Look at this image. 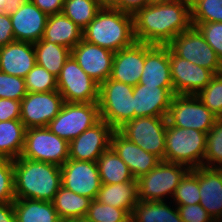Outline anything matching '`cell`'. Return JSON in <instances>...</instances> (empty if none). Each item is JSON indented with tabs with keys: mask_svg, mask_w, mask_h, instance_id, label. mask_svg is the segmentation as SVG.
<instances>
[{
	"mask_svg": "<svg viewBox=\"0 0 222 222\" xmlns=\"http://www.w3.org/2000/svg\"><path fill=\"white\" fill-rule=\"evenodd\" d=\"M133 25L137 42L168 45L192 27L190 0L146 5L133 15Z\"/></svg>",
	"mask_w": 222,
	"mask_h": 222,
	"instance_id": "cell-1",
	"label": "cell"
},
{
	"mask_svg": "<svg viewBox=\"0 0 222 222\" xmlns=\"http://www.w3.org/2000/svg\"><path fill=\"white\" fill-rule=\"evenodd\" d=\"M16 199L53 202L61 184V167L18 157L13 160Z\"/></svg>",
	"mask_w": 222,
	"mask_h": 222,
	"instance_id": "cell-2",
	"label": "cell"
},
{
	"mask_svg": "<svg viewBox=\"0 0 222 222\" xmlns=\"http://www.w3.org/2000/svg\"><path fill=\"white\" fill-rule=\"evenodd\" d=\"M83 39L114 53L131 46L136 41L133 15L111 7H102L83 30Z\"/></svg>",
	"mask_w": 222,
	"mask_h": 222,
	"instance_id": "cell-3",
	"label": "cell"
},
{
	"mask_svg": "<svg viewBox=\"0 0 222 222\" xmlns=\"http://www.w3.org/2000/svg\"><path fill=\"white\" fill-rule=\"evenodd\" d=\"M206 138L205 132L167 123L164 161L187 166L190 170L204 166Z\"/></svg>",
	"mask_w": 222,
	"mask_h": 222,
	"instance_id": "cell-4",
	"label": "cell"
},
{
	"mask_svg": "<svg viewBox=\"0 0 222 222\" xmlns=\"http://www.w3.org/2000/svg\"><path fill=\"white\" fill-rule=\"evenodd\" d=\"M134 86L108 78L99 85V114L114 130L134 119Z\"/></svg>",
	"mask_w": 222,
	"mask_h": 222,
	"instance_id": "cell-5",
	"label": "cell"
},
{
	"mask_svg": "<svg viewBox=\"0 0 222 222\" xmlns=\"http://www.w3.org/2000/svg\"><path fill=\"white\" fill-rule=\"evenodd\" d=\"M190 171L187 166L165 161L137 179L139 201H167L180 181ZM167 198V199H166Z\"/></svg>",
	"mask_w": 222,
	"mask_h": 222,
	"instance_id": "cell-6",
	"label": "cell"
},
{
	"mask_svg": "<svg viewBox=\"0 0 222 222\" xmlns=\"http://www.w3.org/2000/svg\"><path fill=\"white\" fill-rule=\"evenodd\" d=\"M100 120L99 104L65 102L58 115L49 122L48 129L70 142Z\"/></svg>",
	"mask_w": 222,
	"mask_h": 222,
	"instance_id": "cell-7",
	"label": "cell"
},
{
	"mask_svg": "<svg viewBox=\"0 0 222 222\" xmlns=\"http://www.w3.org/2000/svg\"><path fill=\"white\" fill-rule=\"evenodd\" d=\"M21 157L62 166L69 159V142L48 127L26 129Z\"/></svg>",
	"mask_w": 222,
	"mask_h": 222,
	"instance_id": "cell-8",
	"label": "cell"
},
{
	"mask_svg": "<svg viewBox=\"0 0 222 222\" xmlns=\"http://www.w3.org/2000/svg\"><path fill=\"white\" fill-rule=\"evenodd\" d=\"M166 117H139L127 121L118 131L161 161L165 157Z\"/></svg>",
	"mask_w": 222,
	"mask_h": 222,
	"instance_id": "cell-9",
	"label": "cell"
},
{
	"mask_svg": "<svg viewBox=\"0 0 222 222\" xmlns=\"http://www.w3.org/2000/svg\"><path fill=\"white\" fill-rule=\"evenodd\" d=\"M57 91L64 102L93 103L99 101V84L86 74L72 55L57 77Z\"/></svg>",
	"mask_w": 222,
	"mask_h": 222,
	"instance_id": "cell-10",
	"label": "cell"
},
{
	"mask_svg": "<svg viewBox=\"0 0 222 222\" xmlns=\"http://www.w3.org/2000/svg\"><path fill=\"white\" fill-rule=\"evenodd\" d=\"M166 118L169 125L205 133L218 119L196 95H174Z\"/></svg>",
	"mask_w": 222,
	"mask_h": 222,
	"instance_id": "cell-11",
	"label": "cell"
},
{
	"mask_svg": "<svg viewBox=\"0 0 222 222\" xmlns=\"http://www.w3.org/2000/svg\"><path fill=\"white\" fill-rule=\"evenodd\" d=\"M167 46L180 58L209 69L215 74L222 73V62L196 27L192 26L180 33Z\"/></svg>",
	"mask_w": 222,
	"mask_h": 222,
	"instance_id": "cell-12",
	"label": "cell"
},
{
	"mask_svg": "<svg viewBox=\"0 0 222 222\" xmlns=\"http://www.w3.org/2000/svg\"><path fill=\"white\" fill-rule=\"evenodd\" d=\"M64 103L58 91L28 92L21 100L20 121L26 129L47 127Z\"/></svg>",
	"mask_w": 222,
	"mask_h": 222,
	"instance_id": "cell-13",
	"label": "cell"
},
{
	"mask_svg": "<svg viewBox=\"0 0 222 222\" xmlns=\"http://www.w3.org/2000/svg\"><path fill=\"white\" fill-rule=\"evenodd\" d=\"M61 184L76 194L96 199L101 187L97 162L68 159L61 166Z\"/></svg>",
	"mask_w": 222,
	"mask_h": 222,
	"instance_id": "cell-14",
	"label": "cell"
},
{
	"mask_svg": "<svg viewBox=\"0 0 222 222\" xmlns=\"http://www.w3.org/2000/svg\"><path fill=\"white\" fill-rule=\"evenodd\" d=\"M114 131L105 120L100 119L69 142V159L97 162L103 152L110 148Z\"/></svg>",
	"mask_w": 222,
	"mask_h": 222,
	"instance_id": "cell-15",
	"label": "cell"
},
{
	"mask_svg": "<svg viewBox=\"0 0 222 222\" xmlns=\"http://www.w3.org/2000/svg\"><path fill=\"white\" fill-rule=\"evenodd\" d=\"M175 95H197L216 75L213 71L178 57L169 49Z\"/></svg>",
	"mask_w": 222,
	"mask_h": 222,
	"instance_id": "cell-16",
	"label": "cell"
},
{
	"mask_svg": "<svg viewBox=\"0 0 222 222\" xmlns=\"http://www.w3.org/2000/svg\"><path fill=\"white\" fill-rule=\"evenodd\" d=\"M71 55L81 69L99 85L110 78L115 55L111 50L82 39L71 49Z\"/></svg>",
	"mask_w": 222,
	"mask_h": 222,
	"instance_id": "cell-17",
	"label": "cell"
},
{
	"mask_svg": "<svg viewBox=\"0 0 222 222\" xmlns=\"http://www.w3.org/2000/svg\"><path fill=\"white\" fill-rule=\"evenodd\" d=\"M174 87L137 84L133 88L134 118L167 117Z\"/></svg>",
	"mask_w": 222,
	"mask_h": 222,
	"instance_id": "cell-18",
	"label": "cell"
},
{
	"mask_svg": "<svg viewBox=\"0 0 222 222\" xmlns=\"http://www.w3.org/2000/svg\"><path fill=\"white\" fill-rule=\"evenodd\" d=\"M110 147L126 163L136 180L146 175L161 162L157 156L129 141L118 130L112 134Z\"/></svg>",
	"mask_w": 222,
	"mask_h": 222,
	"instance_id": "cell-19",
	"label": "cell"
},
{
	"mask_svg": "<svg viewBox=\"0 0 222 222\" xmlns=\"http://www.w3.org/2000/svg\"><path fill=\"white\" fill-rule=\"evenodd\" d=\"M145 63V43L135 41L115 52L110 78L130 86L139 84Z\"/></svg>",
	"mask_w": 222,
	"mask_h": 222,
	"instance_id": "cell-20",
	"label": "cell"
},
{
	"mask_svg": "<svg viewBox=\"0 0 222 222\" xmlns=\"http://www.w3.org/2000/svg\"><path fill=\"white\" fill-rule=\"evenodd\" d=\"M139 84L173 87L167 45L145 43V63Z\"/></svg>",
	"mask_w": 222,
	"mask_h": 222,
	"instance_id": "cell-21",
	"label": "cell"
},
{
	"mask_svg": "<svg viewBox=\"0 0 222 222\" xmlns=\"http://www.w3.org/2000/svg\"><path fill=\"white\" fill-rule=\"evenodd\" d=\"M16 41L35 43L42 39L48 15L31 0L10 15Z\"/></svg>",
	"mask_w": 222,
	"mask_h": 222,
	"instance_id": "cell-22",
	"label": "cell"
},
{
	"mask_svg": "<svg viewBox=\"0 0 222 222\" xmlns=\"http://www.w3.org/2000/svg\"><path fill=\"white\" fill-rule=\"evenodd\" d=\"M34 45L31 42L13 41L0 47V71L24 78L36 65Z\"/></svg>",
	"mask_w": 222,
	"mask_h": 222,
	"instance_id": "cell-23",
	"label": "cell"
},
{
	"mask_svg": "<svg viewBox=\"0 0 222 222\" xmlns=\"http://www.w3.org/2000/svg\"><path fill=\"white\" fill-rule=\"evenodd\" d=\"M199 204L218 222L222 220V169L198 167Z\"/></svg>",
	"mask_w": 222,
	"mask_h": 222,
	"instance_id": "cell-24",
	"label": "cell"
},
{
	"mask_svg": "<svg viewBox=\"0 0 222 222\" xmlns=\"http://www.w3.org/2000/svg\"><path fill=\"white\" fill-rule=\"evenodd\" d=\"M83 39V30L62 12L49 15L41 40L74 48Z\"/></svg>",
	"mask_w": 222,
	"mask_h": 222,
	"instance_id": "cell-25",
	"label": "cell"
},
{
	"mask_svg": "<svg viewBox=\"0 0 222 222\" xmlns=\"http://www.w3.org/2000/svg\"><path fill=\"white\" fill-rule=\"evenodd\" d=\"M96 200L132 214L139 202L138 182L136 179L118 184H101Z\"/></svg>",
	"mask_w": 222,
	"mask_h": 222,
	"instance_id": "cell-26",
	"label": "cell"
},
{
	"mask_svg": "<svg viewBox=\"0 0 222 222\" xmlns=\"http://www.w3.org/2000/svg\"><path fill=\"white\" fill-rule=\"evenodd\" d=\"M13 207L16 222H62L53 202L33 199H15Z\"/></svg>",
	"mask_w": 222,
	"mask_h": 222,
	"instance_id": "cell-27",
	"label": "cell"
},
{
	"mask_svg": "<svg viewBox=\"0 0 222 222\" xmlns=\"http://www.w3.org/2000/svg\"><path fill=\"white\" fill-rule=\"evenodd\" d=\"M170 203L172 204L167 201H139L131 214V222H183L177 206L173 203L171 207Z\"/></svg>",
	"mask_w": 222,
	"mask_h": 222,
	"instance_id": "cell-28",
	"label": "cell"
},
{
	"mask_svg": "<svg viewBox=\"0 0 222 222\" xmlns=\"http://www.w3.org/2000/svg\"><path fill=\"white\" fill-rule=\"evenodd\" d=\"M26 127L20 120L0 122V157L17 159L22 155Z\"/></svg>",
	"mask_w": 222,
	"mask_h": 222,
	"instance_id": "cell-29",
	"label": "cell"
},
{
	"mask_svg": "<svg viewBox=\"0 0 222 222\" xmlns=\"http://www.w3.org/2000/svg\"><path fill=\"white\" fill-rule=\"evenodd\" d=\"M36 63L44 67L55 77L60 75L66 60L71 55V49L59 44H53L46 40L33 43Z\"/></svg>",
	"mask_w": 222,
	"mask_h": 222,
	"instance_id": "cell-30",
	"label": "cell"
},
{
	"mask_svg": "<svg viewBox=\"0 0 222 222\" xmlns=\"http://www.w3.org/2000/svg\"><path fill=\"white\" fill-rule=\"evenodd\" d=\"M101 184H118L133 181L126 163L110 147L97 160Z\"/></svg>",
	"mask_w": 222,
	"mask_h": 222,
	"instance_id": "cell-31",
	"label": "cell"
},
{
	"mask_svg": "<svg viewBox=\"0 0 222 222\" xmlns=\"http://www.w3.org/2000/svg\"><path fill=\"white\" fill-rule=\"evenodd\" d=\"M92 199L61 186L53 200L54 208L62 221L85 217Z\"/></svg>",
	"mask_w": 222,
	"mask_h": 222,
	"instance_id": "cell-32",
	"label": "cell"
},
{
	"mask_svg": "<svg viewBox=\"0 0 222 222\" xmlns=\"http://www.w3.org/2000/svg\"><path fill=\"white\" fill-rule=\"evenodd\" d=\"M102 7L100 0H64L62 13L84 30Z\"/></svg>",
	"mask_w": 222,
	"mask_h": 222,
	"instance_id": "cell-33",
	"label": "cell"
},
{
	"mask_svg": "<svg viewBox=\"0 0 222 222\" xmlns=\"http://www.w3.org/2000/svg\"><path fill=\"white\" fill-rule=\"evenodd\" d=\"M204 167L222 169V118L207 132Z\"/></svg>",
	"mask_w": 222,
	"mask_h": 222,
	"instance_id": "cell-34",
	"label": "cell"
},
{
	"mask_svg": "<svg viewBox=\"0 0 222 222\" xmlns=\"http://www.w3.org/2000/svg\"><path fill=\"white\" fill-rule=\"evenodd\" d=\"M175 205H192L200 202L198 168L191 169L180 181L172 196Z\"/></svg>",
	"mask_w": 222,
	"mask_h": 222,
	"instance_id": "cell-35",
	"label": "cell"
},
{
	"mask_svg": "<svg viewBox=\"0 0 222 222\" xmlns=\"http://www.w3.org/2000/svg\"><path fill=\"white\" fill-rule=\"evenodd\" d=\"M91 222H131V214L126 209H120L92 200L85 216Z\"/></svg>",
	"mask_w": 222,
	"mask_h": 222,
	"instance_id": "cell-36",
	"label": "cell"
},
{
	"mask_svg": "<svg viewBox=\"0 0 222 222\" xmlns=\"http://www.w3.org/2000/svg\"><path fill=\"white\" fill-rule=\"evenodd\" d=\"M191 22H222V0H190Z\"/></svg>",
	"mask_w": 222,
	"mask_h": 222,
	"instance_id": "cell-37",
	"label": "cell"
},
{
	"mask_svg": "<svg viewBox=\"0 0 222 222\" xmlns=\"http://www.w3.org/2000/svg\"><path fill=\"white\" fill-rule=\"evenodd\" d=\"M27 92L57 91V77L36 64L24 77Z\"/></svg>",
	"mask_w": 222,
	"mask_h": 222,
	"instance_id": "cell-38",
	"label": "cell"
},
{
	"mask_svg": "<svg viewBox=\"0 0 222 222\" xmlns=\"http://www.w3.org/2000/svg\"><path fill=\"white\" fill-rule=\"evenodd\" d=\"M196 96L217 118H222V73L216 74Z\"/></svg>",
	"mask_w": 222,
	"mask_h": 222,
	"instance_id": "cell-39",
	"label": "cell"
},
{
	"mask_svg": "<svg viewBox=\"0 0 222 222\" xmlns=\"http://www.w3.org/2000/svg\"><path fill=\"white\" fill-rule=\"evenodd\" d=\"M15 199L13 159L0 157V203Z\"/></svg>",
	"mask_w": 222,
	"mask_h": 222,
	"instance_id": "cell-40",
	"label": "cell"
},
{
	"mask_svg": "<svg viewBox=\"0 0 222 222\" xmlns=\"http://www.w3.org/2000/svg\"><path fill=\"white\" fill-rule=\"evenodd\" d=\"M27 93L24 78L0 71V98L21 101Z\"/></svg>",
	"mask_w": 222,
	"mask_h": 222,
	"instance_id": "cell-41",
	"label": "cell"
},
{
	"mask_svg": "<svg viewBox=\"0 0 222 222\" xmlns=\"http://www.w3.org/2000/svg\"><path fill=\"white\" fill-rule=\"evenodd\" d=\"M222 62V22H192Z\"/></svg>",
	"mask_w": 222,
	"mask_h": 222,
	"instance_id": "cell-42",
	"label": "cell"
},
{
	"mask_svg": "<svg viewBox=\"0 0 222 222\" xmlns=\"http://www.w3.org/2000/svg\"><path fill=\"white\" fill-rule=\"evenodd\" d=\"M176 206L183 222H216L199 203Z\"/></svg>",
	"mask_w": 222,
	"mask_h": 222,
	"instance_id": "cell-43",
	"label": "cell"
},
{
	"mask_svg": "<svg viewBox=\"0 0 222 222\" xmlns=\"http://www.w3.org/2000/svg\"><path fill=\"white\" fill-rule=\"evenodd\" d=\"M21 101L0 98V122L20 120Z\"/></svg>",
	"mask_w": 222,
	"mask_h": 222,
	"instance_id": "cell-44",
	"label": "cell"
},
{
	"mask_svg": "<svg viewBox=\"0 0 222 222\" xmlns=\"http://www.w3.org/2000/svg\"><path fill=\"white\" fill-rule=\"evenodd\" d=\"M15 41L11 18L0 12V47Z\"/></svg>",
	"mask_w": 222,
	"mask_h": 222,
	"instance_id": "cell-45",
	"label": "cell"
},
{
	"mask_svg": "<svg viewBox=\"0 0 222 222\" xmlns=\"http://www.w3.org/2000/svg\"><path fill=\"white\" fill-rule=\"evenodd\" d=\"M146 5H148L147 0H117L111 8L134 15Z\"/></svg>",
	"mask_w": 222,
	"mask_h": 222,
	"instance_id": "cell-46",
	"label": "cell"
},
{
	"mask_svg": "<svg viewBox=\"0 0 222 222\" xmlns=\"http://www.w3.org/2000/svg\"><path fill=\"white\" fill-rule=\"evenodd\" d=\"M42 12L49 15L61 13L64 0H31Z\"/></svg>",
	"mask_w": 222,
	"mask_h": 222,
	"instance_id": "cell-47",
	"label": "cell"
},
{
	"mask_svg": "<svg viewBox=\"0 0 222 222\" xmlns=\"http://www.w3.org/2000/svg\"><path fill=\"white\" fill-rule=\"evenodd\" d=\"M0 222H16L13 202L0 203Z\"/></svg>",
	"mask_w": 222,
	"mask_h": 222,
	"instance_id": "cell-48",
	"label": "cell"
},
{
	"mask_svg": "<svg viewBox=\"0 0 222 222\" xmlns=\"http://www.w3.org/2000/svg\"><path fill=\"white\" fill-rule=\"evenodd\" d=\"M29 1L30 0H6L2 13L10 16L16 13L20 7L26 5Z\"/></svg>",
	"mask_w": 222,
	"mask_h": 222,
	"instance_id": "cell-49",
	"label": "cell"
},
{
	"mask_svg": "<svg viewBox=\"0 0 222 222\" xmlns=\"http://www.w3.org/2000/svg\"><path fill=\"white\" fill-rule=\"evenodd\" d=\"M177 0H147L148 5H159L163 3H170Z\"/></svg>",
	"mask_w": 222,
	"mask_h": 222,
	"instance_id": "cell-50",
	"label": "cell"
},
{
	"mask_svg": "<svg viewBox=\"0 0 222 222\" xmlns=\"http://www.w3.org/2000/svg\"><path fill=\"white\" fill-rule=\"evenodd\" d=\"M62 222H91V221L88 220L86 217H82V218H72Z\"/></svg>",
	"mask_w": 222,
	"mask_h": 222,
	"instance_id": "cell-51",
	"label": "cell"
},
{
	"mask_svg": "<svg viewBox=\"0 0 222 222\" xmlns=\"http://www.w3.org/2000/svg\"><path fill=\"white\" fill-rule=\"evenodd\" d=\"M117 0H100L103 7H111Z\"/></svg>",
	"mask_w": 222,
	"mask_h": 222,
	"instance_id": "cell-52",
	"label": "cell"
},
{
	"mask_svg": "<svg viewBox=\"0 0 222 222\" xmlns=\"http://www.w3.org/2000/svg\"><path fill=\"white\" fill-rule=\"evenodd\" d=\"M6 0H0V12L3 11V6L5 5Z\"/></svg>",
	"mask_w": 222,
	"mask_h": 222,
	"instance_id": "cell-53",
	"label": "cell"
}]
</instances>
